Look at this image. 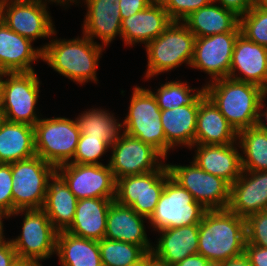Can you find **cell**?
<instances>
[{
	"mask_svg": "<svg viewBox=\"0 0 267 266\" xmlns=\"http://www.w3.org/2000/svg\"><path fill=\"white\" fill-rule=\"evenodd\" d=\"M98 245L103 266H131L147 254L141 246L107 238L98 241Z\"/></svg>",
	"mask_w": 267,
	"mask_h": 266,
	"instance_id": "cell-34",
	"label": "cell"
},
{
	"mask_svg": "<svg viewBox=\"0 0 267 266\" xmlns=\"http://www.w3.org/2000/svg\"><path fill=\"white\" fill-rule=\"evenodd\" d=\"M5 218V216L0 212V229H3V221H2V219H4Z\"/></svg>",
	"mask_w": 267,
	"mask_h": 266,
	"instance_id": "cell-52",
	"label": "cell"
},
{
	"mask_svg": "<svg viewBox=\"0 0 267 266\" xmlns=\"http://www.w3.org/2000/svg\"><path fill=\"white\" fill-rule=\"evenodd\" d=\"M244 254L252 266H267V248L246 242Z\"/></svg>",
	"mask_w": 267,
	"mask_h": 266,
	"instance_id": "cell-41",
	"label": "cell"
},
{
	"mask_svg": "<svg viewBox=\"0 0 267 266\" xmlns=\"http://www.w3.org/2000/svg\"><path fill=\"white\" fill-rule=\"evenodd\" d=\"M87 4L83 35L94 41L99 38L102 46H107L117 35H122L120 0H84ZM77 3V0H67V4Z\"/></svg>",
	"mask_w": 267,
	"mask_h": 266,
	"instance_id": "cell-19",
	"label": "cell"
},
{
	"mask_svg": "<svg viewBox=\"0 0 267 266\" xmlns=\"http://www.w3.org/2000/svg\"><path fill=\"white\" fill-rule=\"evenodd\" d=\"M213 0H161L172 21H183L201 7L208 6Z\"/></svg>",
	"mask_w": 267,
	"mask_h": 266,
	"instance_id": "cell-39",
	"label": "cell"
},
{
	"mask_svg": "<svg viewBox=\"0 0 267 266\" xmlns=\"http://www.w3.org/2000/svg\"><path fill=\"white\" fill-rule=\"evenodd\" d=\"M262 6L267 8V0H257Z\"/></svg>",
	"mask_w": 267,
	"mask_h": 266,
	"instance_id": "cell-53",
	"label": "cell"
},
{
	"mask_svg": "<svg viewBox=\"0 0 267 266\" xmlns=\"http://www.w3.org/2000/svg\"><path fill=\"white\" fill-rule=\"evenodd\" d=\"M0 114H1V78H0Z\"/></svg>",
	"mask_w": 267,
	"mask_h": 266,
	"instance_id": "cell-55",
	"label": "cell"
},
{
	"mask_svg": "<svg viewBox=\"0 0 267 266\" xmlns=\"http://www.w3.org/2000/svg\"><path fill=\"white\" fill-rule=\"evenodd\" d=\"M195 39L182 21H172L161 35L145 46L148 57L146 79L175 69L182 63L190 66Z\"/></svg>",
	"mask_w": 267,
	"mask_h": 266,
	"instance_id": "cell-4",
	"label": "cell"
},
{
	"mask_svg": "<svg viewBox=\"0 0 267 266\" xmlns=\"http://www.w3.org/2000/svg\"><path fill=\"white\" fill-rule=\"evenodd\" d=\"M131 266H144V258L140 262H138L134 265H131Z\"/></svg>",
	"mask_w": 267,
	"mask_h": 266,
	"instance_id": "cell-54",
	"label": "cell"
},
{
	"mask_svg": "<svg viewBox=\"0 0 267 266\" xmlns=\"http://www.w3.org/2000/svg\"><path fill=\"white\" fill-rule=\"evenodd\" d=\"M25 213L21 234L10 239L17 257L32 261L35 265L56 253L58 231L53 227L43 209L17 210L11 215Z\"/></svg>",
	"mask_w": 267,
	"mask_h": 266,
	"instance_id": "cell-10",
	"label": "cell"
},
{
	"mask_svg": "<svg viewBox=\"0 0 267 266\" xmlns=\"http://www.w3.org/2000/svg\"><path fill=\"white\" fill-rule=\"evenodd\" d=\"M228 209L244 219L267 210V171H242L231 185Z\"/></svg>",
	"mask_w": 267,
	"mask_h": 266,
	"instance_id": "cell-18",
	"label": "cell"
},
{
	"mask_svg": "<svg viewBox=\"0 0 267 266\" xmlns=\"http://www.w3.org/2000/svg\"><path fill=\"white\" fill-rule=\"evenodd\" d=\"M207 209L171 176L167 179L155 210L148 218L154 231L199 224Z\"/></svg>",
	"mask_w": 267,
	"mask_h": 266,
	"instance_id": "cell-7",
	"label": "cell"
},
{
	"mask_svg": "<svg viewBox=\"0 0 267 266\" xmlns=\"http://www.w3.org/2000/svg\"><path fill=\"white\" fill-rule=\"evenodd\" d=\"M214 266H252L245 254L220 262Z\"/></svg>",
	"mask_w": 267,
	"mask_h": 266,
	"instance_id": "cell-46",
	"label": "cell"
},
{
	"mask_svg": "<svg viewBox=\"0 0 267 266\" xmlns=\"http://www.w3.org/2000/svg\"><path fill=\"white\" fill-rule=\"evenodd\" d=\"M34 130L37 156L55 168L73 159L81 134L75 120L64 117L41 118Z\"/></svg>",
	"mask_w": 267,
	"mask_h": 266,
	"instance_id": "cell-9",
	"label": "cell"
},
{
	"mask_svg": "<svg viewBox=\"0 0 267 266\" xmlns=\"http://www.w3.org/2000/svg\"><path fill=\"white\" fill-rule=\"evenodd\" d=\"M237 137L238 133L204 94L199 102L194 144L228 145L238 141Z\"/></svg>",
	"mask_w": 267,
	"mask_h": 266,
	"instance_id": "cell-24",
	"label": "cell"
},
{
	"mask_svg": "<svg viewBox=\"0 0 267 266\" xmlns=\"http://www.w3.org/2000/svg\"><path fill=\"white\" fill-rule=\"evenodd\" d=\"M4 238L0 239V266H10L18 257L10 239Z\"/></svg>",
	"mask_w": 267,
	"mask_h": 266,
	"instance_id": "cell-44",
	"label": "cell"
},
{
	"mask_svg": "<svg viewBox=\"0 0 267 266\" xmlns=\"http://www.w3.org/2000/svg\"><path fill=\"white\" fill-rule=\"evenodd\" d=\"M12 182L10 163H0V212L5 218L13 213Z\"/></svg>",
	"mask_w": 267,
	"mask_h": 266,
	"instance_id": "cell-40",
	"label": "cell"
},
{
	"mask_svg": "<svg viewBox=\"0 0 267 266\" xmlns=\"http://www.w3.org/2000/svg\"><path fill=\"white\" fill-rule=\"evenodd\" d=\"M172 22L160 1H154L146 9L122 19V39L126 45L143 43L145 46L156 39Z\"/></svg>",
	"mask_w": 267,
	"mask_h": 266,
	"instance_id": "cell-20",
	"label": "cell"
},
{
	"mask_svg": "<svg viewBox=\"0 0 267 266\" xmlns=\"http://www.w3.org/2000/svg\"><path fill=\"white\" fill-rule=\"evenodd\" d=\"M36 155L34 127L2 118L0 122V163H12Z\"/></svg>",
	"mask_w": 267,
	"mask_h": 266,
	"instance_id": "cell-27",
	"label": "cell"
},
{
	"mask_svg": "<svg viewBox=\"0 0 267 266\" xmlns=\"http://www.w3.org/2000/svg\"><path fill=\"white\" fill-rule=\"evenodd\" d=\"M67 5V0H47ZM45 0H30L17 3L3 9L4 23L14 32L22 37L30 39L32 42L37 38H45L56 34L47 11Z\"/></svg>",
	"mask_w": 267,
	"mask_h": 266,
	"instance_id": "cell-16",
	"label": "cell"
},
{
	"mask_svg": "<svg viewBox=\"0 0 267 266\" xmlns=\"http://www.w3.org/2000/svg\"><path fill=\"white\" fill-rule=\"evenodd\" d=\"M241 34L256 44L267 47V8L258 1L239 17Z\"/></svg>",
	"mask_w": 267,
	"mask_h": 266,
	"instance_id": "cell-36",
	"label": "cell"
},
{
	"mask_svg": "<svg viewBox=\"0 0 267 266\" xmlns=\"http://www.w3.org/2000/svg\"><path fill=\"white\" fill-rule=\"evenodd\" d=\"M111 145L100 138L80 135L73 159L69 163L102 165L98 159L108 151ZM107 150V151H106Z\"/></svg>",
	"mask_w": 267,
	"mask_h": 266,
	"instance_id": "cell-37",
	"label": "cell"
},
{
	"mask_svg": "<svg viewBox=\"0 0 267 266\" xmlns=\"http://www.w3.org/2000/svg\"><path fill=\"white\" fill-rule=\"evenodd\" d=\"M182 22L196 38L225 32H241L239 16L229 9L215 5L213 1L191 13Z\"/></svg>",
	"mask_w": 267,
	"mask_h": 266,
	"instance_id": "cell-28",
	"label": "cell"
},
{
	"mask_svg": "<svg viewBox=\"0 0 267 266\" xmlns=\"http://www.w3.org/2000/svg\"><path fill=\"white\" fill-rule=\"evenodd\" d=\"M144 219L148 218L114 200L108 210L105 238L138 245L147 253L152 252L153 246L145 232Z\"/></svg>",
	"mask_w": 267,
	"mask_h": 266,
	"instance_id": "cell-21",
	"label": "cell"
},
{
	"mask_svg": "<svg viewBox=\"0 0 267 266\" xmlns=\"http://www.w3.org/2000/svg\"><path fill=\"white\" fill-rule=\"evenodd\" d=\"M194 90L187 83L176 80L160 85V88L153 95L161 110H171L184 105H199L200 99L205 94L204 87L200 90L197 89L196 93H192L191 91Z\"/></svg>",
	"mask_w": 267,
	"mask_h": 266,
	"instance_id": "cell-35",
	"label": "cell"
},
{
	"mask_svg": "<svg viewBox=\"0 0 267 266\" xmlns=\"http://www.w3.org/2000/svg\"><path fill=\"white\" fill-rule=\"evenodd\" d=\"M229 78L257 85L267 92V47L240 33L233 48Z\"/></svg>",
	"mask_w": 267,
	"mask_h": 266,
	"instance_id": "cell-17",
	"label": "cell"
},
{
	"mask_svg": "<svg viewBox=\"0 0 267 266\" xmlns=\"http://www.w3.org/2000/svg\"><path fill=\"white\" fill-rule=\"evenodd\" d=\"M10 165L13 213L17 210L42 209L48 183L55 175L56 168L37 155Z\"/></svg>",
	"mask_w": 267,
	"mask_h": 266,
	"instance_id": "cell-5",
	"label": "cell"
},
{
	"mask_svg": "<svg viewBox=\"0 0 267 266\" xmlns=\"http://www.w3.org/2000/svg\"><path fill=\"white\" fill-rule=\"evenodd\" d=\"M144 266H173V265L158 258L153 252H149L144 256Z\"/></svg>",
	"mask_w": 267,
	"mask_h": 266,
	"instance_id": "cell-47",
	"label": "cell"
},
{
	"mask_svg": "<svg viewBox=\"0 0 267 266\" xmlns=\"http://www.w3.org/2000/svg\"><path fill=\"white\" fill-rule=\"evenodd\" d=\"M56 173L68 185L78 200L86 198H115L116 179L109 164L67 163L56 168Z\"/></svg>",
	"mask_w": 267,
	"mask_h": 266,
	"instance_id": "cell-14",
	"label": "cell"
},
{
	"mask_svg": "<svg viewBox=\"0 0 267 266\" xmlns=\"http://www.w3.org/2000/svg\"><path fill=\"white\" fill-rule=\"evenodd\" d=\"M266 99L264 98L263 100H262V103H261V110H260V120H259V125L267 132V124H265L264 123V121L262 120V118L261 117H265L266 119L265 120H267V111H265L264 113L262 112V109H264V101H265Z\"/></svg>",
	"mask_w": 267,
	"mask_h": 266,
	"instance_id": "cell-50",
	"label": "cell"
},
{
	"mask_svg": "<svg viewBox=\"0 0 267 266\" xmlns=\"http://www.w3.org/2000/svg\"><path fill=\"white\" fill-rule=\"evenodd\" d=\"M8 77L3 80L4 77ZM40 82L35 71L2 73L1 115L5 120L31 126L41 119L36 114Z\"/></svg>",
	"mask_w": 267,
	"mask_h": 266,
	"instance_id": "cell-6",
	"label": "cell"
},
{
	"mask_svg": "<svg viewBox=\"0 0 267 266\" xmlns=\"http://www.w3.org/2000/svg\"><path fill=\"white\" fill-rule=\"evenodd\" d=\"M4 231H3V229H0V239L3 237V233Z\"/></svg>",
	"mask_w": 267,
	"mask_h": 266,
	"instance_id": "cell-56",
	"label": "cell"
},
{
	"mask_svg": "<svg viewBox=\"0 0 267 266\" xmlns=\"http://www.w3.org/2000/svg\"><path fill=\"white\" fill-rule=\"evenodd\" d=\"M35 264L27 259L17 258L10 266H34Z\"/></svg>",
	"mask_w": 267,
	"mask_h": 266,
	"instance_id": "cell-48",
	"label": "cell"
},
{
	"mask_svg": "<svg viewBox=\"0 0 267 266\" xmlns=\"http://www.w3.org/2000/svg\"><path fill=\"white\" fill-rule=\"evenodd\" d=\"M62 266H103L98 241L58 232L56 253Z\"/></svg>",
	"mask_w": 267,
	"mask_h": 266,
	"instance_id": "cell-31",
	"label": "cell"
},
{
	"mask_svg": "<svg viewBox=\"0 0 267 266\" xmlns=\"http://www.w3.org/2000/svg\"><path fill=\"white\" fill-rule=\"evenodd\" d=\"M171 176L168 165L139 175L116 180L115 201L130 206L137 214L149 218L156 208L167 179Z\"/></svg>",
	"mask_w": 267,
	"mask_h": 266,
	"instance_id": "cell-11",
	"label": "cell"
},
{
	"mask_svg": "<svg viewBox=\"0 0 267 266\" xmlns=\"http://www.w3.org/2000/svg\"><path fill=\"white\" fill-rule=\"evenodd\" d=\"M245 224L246 242L267 248V210L250 215Z\"/></svg>",
	"mask_w": 267,
	"mask_h": 266,
	"instance_id": "cell-38",
	"label": "cell"
},
{
	"mask_svg": "<svg viewBox=\"0 0 267 266\" xmlns=\"http://www.w3.org/2000/svg\"><path fill=\"white\" fill-rule=\"evenodd\" d=\"M77 202L78 199L70 191L68 185L55 173L48 183L42 209L58 232L66 231L71 226Z\"/></svg>",
	"mask_w": 267,
	"mask_h": 266,
	"instance_id": "cell-30",
	"label": "cell"
},
{
	"mask_svg": "<svg viewBox=\"0 0 267 266\" xmlns=\"http://www.w3.org/2000/svg\"><path fill=\"white\" fill-rule=\"evenodd\" d=\"M152 252L160 259L174 265L198 253L199 224L163 229Z\"/></svg>",
	"mask_w": 267,
	"mask_h": 266,
	"instance_id": "cell-26",
	"label": "cell"
},
{
	"mask_svg": "<svg viewBox=\"0 0 267 266\" xmlns=\"http://www.w3.org/2000/svg\"><path fill=\"white\" fill-rule=\"evenodd\" d=\"M241 32H225L195 39L190 67L203 70L213 81L229 77L233 48Z\"/></svg>",
	"mask_w": 267,
	"mask_h": 266,
	"instance_id": "cell-15",
	"label": "cell"
},
{
	"mask_svg": "<svg viewBox=\"0 0 267 266\" xmlns=\"http://www.w3.org/2000/svg\"><path fill=\"white\" fill-rule=\"evenodd\" d=\"M220 6L233 11L237 16L246 14L257 0H213L218 2Z\"/></svg>",
	"mask_w": 267,
	"mask_h": 266,
	"instance_id": "cell-43",
	"label": "cell"
},
{
	"mask_svg": "<svg viewBox=\"0 0 267 266\" xmlns=\"http://www.w3.org/2000/svg\"><path fill=\"white\" fill-rule=\"evenodd\" d=\"M108 111L103 109H91L81 113L75 118L80 135H89L90 137L100 138L103 142L112 145L116 142L121 134L120 129L123 125L116 122L117 119ZM120 134V135H119Z\"/></svg>",
	"mask_w": 267,
	"mask_h": 266,
	"instance_id": "cell-33",
	"label": "cell"
},
{
	"mask_svg": "<svg viewBox=\"0 0 267 266\" xmlns=\"http://www.w3.org/2000/svg\"><path fill=\"white\" fill-rule=\"evenodd\" d=\"M245 219L229 209L207 210L199 223L198 253L213 265L244 254Z\"/></svg>",
	"mask_w": 267,
	"mask_h": 266,
	"instance_id": "cell-1",
	"label": "cell"
},
{
	"mask_svg": "<svg viewBox=\"0 0 267 266\" xmlns=\"http://www.w3.org/2000/svg\"><path fill=\"white\" fill-rule=\"evenodd\" d=\"M115 198H86L77 202L76 211L68 233L100 241L105 238L108 210Z\"/></svg>",
	"mask_w": 267,
	"mask_h": 266,
	"instance_id": "cell-25",
	"label": "cell"
},
{
	"mask_svg": "<svg viewBox=\"0 0 267 266\" xmlns=\"http://www.w3.org/2000/svg\"><path fill=\"white\" fill-rule=\"evenodd\" d=\"M173 266H214L208 259L199 253L190 255Z\"/></svg>",
	"mask_w": 267,
	"mask_h": 266,
	"instance_id": "cell-45",
	"label": "cell"
},
{
	"mask_svg": "<svg viewBox=\"0 0 267 266\" xmlns=\"http://www.w3.org/2000/svg\"><path fill=\"white\" fill-rule=\"evenodd\" d=\"M237 140L245 154H241L242 170L267 171V132L257 124L238 132Z\"/></svg>",
	"mask_w": 267,
	"mask_h": 266,
	"instance_id": "cell-32",
	"label": "cell"
},
{
	"mask_svg": "<svg viewBox=\"0 0 267 266\" xmlns=\"http://www.w3.org/2000/svg\"><path fill=\"white\" fill-rule=\"evenodd\" d=\"M204 92L237 133L259 123L261 103L267 95L261 87L226 77L209 81Z\"/></svg>",
	"mask_w": 267,
	"mask_h": 266,
	"instance_id": "cell-2",
	"label": "cell"
},
{
	"mask_svg": "<svg viewBox=\"0 0 267 266\" xmlns=\"http://www.w3.org/2000/svg\"><path fill=\"white\" fill-rule=\"evenodd\" d=\"M198 109L199 105H184L161 110V124L166 137V159L168 151L178 144L194 148Z\"/></svg>",
	"mask_w": 267,
	"mask_h": 266,
	"instance_id": "cell-29",
	"label": "cell"
},
{
	"mask_svg": "<svg viewBox=\"0 0 267 266\" xmlns=\"http://www.w3.org/2000/svg\"><path fill=\"white\" fill-rule=\"evenodd\" d=\"M4 24V11L0 8V27Z\"/></svg>",
	"mask_w": 267,
	"mask_h": 266,
	"instance_id": "cell-51",
	"label": "cell"
},
{
	"mask_svg": "<svg viewBox=\"0 0 267 266\" xmlns=\"http://www.w3.org/2000/svg\"><path fill=\"white\" fill-rule=\"evenodd\" d=\"M123 132L153 146L166 158V137L161 124V109L153 92L135 86Z\"/></svg>",
	"mask_w": 267,
	"mask_h": 266,
	"instance_id": "cell-8",
	"label": "cell"
},
{
	"mask_svg": "<svg viewBox=\"0 0 267 266\" xmlns=\"http://www.w3.org/2000/svg\"><path fill=\"white\" fill-rule=\"evenodd\" d=\"M30 0H0V8L4 9L5 7L17 4V3H23Z\"/></svg>",
	"mask_w": 267,
	"mask_h": 266,
	"instance_id": "cell-49",
	"label": "cell"
},
{
	"mask_svg": "<svg viewBox=\"0 0 267 266\" xmlns=\"http://www.w3.org/2000/svg\"><path fill=\"white\" fill-rule=\"evenodd\" d=\"M54 40V41H53ZM43 47L42 60L68 79L84 84L97 82L98 61L103 46L87 36L75 39H53Z\"/></svg>",
	"mask_w": 267,
	"mask_h": 266,
	"instance_id": "cell-3",
	"label": "cell"
},
{
	"mask_svg": "<svg viewBox=\"0 0 267 266\" xmlns=\"http://www.w3.org/2000/svg\"><path fill=\"white\" fill-rule=\"evenodd\" d=\"M42 59L41 48L11 30L5 23L0 27V71L2 73L32 72V62Z\"/></svg>",
	"mask_w": 267,
	"mask_h": 266,
	"instance_id": "cell-22",
	"label": "cell"
},
{
	"mask_svg": "<svg viewBox=\"0 0 267 266\" xmlns=\"http://www.w3.org/2000/svg\"><path fill=\"white\" fill-rule=\"evenodd\" d=\"M154 0H120V14L121 18L125 19L129 16L146 9Z\"/></svg>",
	"mask_w": 267,
	"mask_h": 266,
	"instance_id": "cell-42",
	"label": "cell"
},
{
	"mask_svg": "<svg viewBox=\"0 0 267 266\" xmlns=\"http://www.w3.org/2000/svg\"><path fill=\"white\" fill-rule=\"evenodd\" d=\"M167 165L171 177L207 210L228 209L231 185L226 180L205 172L194 161L189 166Z\"/></svg>",
	"mask_w": 267,
	"mask_h": 266,
	"instance_id": "cell-12",
	"label": "cell"
},
{
	"mask_svg": "<svg viewBox=\"0 0 267 266\" xmlns=\"http://www.w3.org/2000/svg\"><path fill=\"white\" fill-rule=\"evenodd\" d=\"M111 148L108 164L116 180L158 170L164 164L162 160L166 159L153 146L124 132Z\"/></svg>",
	"mask_w": 267,
	"mask_h": 266,
	"instance_id": "cell-13",
	"label": "cell"
},
{
	"mask_svg": "<svg viewBox=\"0 0 267 266\" xmlns=\"http://www.w3.org/2000/svg\"><path fill=\"white\" fill-rule=\"evenodd\" d=\"M228 145H203L194 144V161L201 169L212 175L226 180L232 185L242 173L241 153L235 144ZM197 151V152H196Z\"/></svg>",
	"mask_w": 267,
	"mask_h": 266,
	"instance_id": "cell-23",
	"label": "cell"
}]
</instances>
